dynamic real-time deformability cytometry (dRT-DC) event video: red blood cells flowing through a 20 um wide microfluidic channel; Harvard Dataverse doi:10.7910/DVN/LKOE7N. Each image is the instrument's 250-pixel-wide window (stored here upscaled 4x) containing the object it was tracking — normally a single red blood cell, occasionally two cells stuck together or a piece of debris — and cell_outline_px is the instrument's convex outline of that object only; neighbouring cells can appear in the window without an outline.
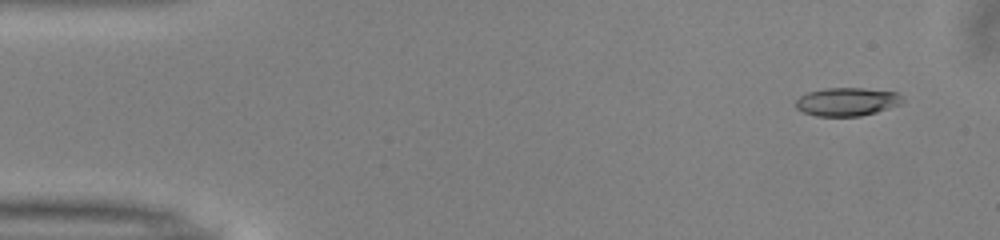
{"species": "common noctule bat (a hibernating species)", "species_latin": "Nyctalus noctula", "temperature_condition": "warm", "stored_images_in_passage": 48, "camera_frame_rate_fps": 3000, "um_per_image_px": 0.085, "animal": {"sex": "male", "body_mass_g": 13.0, "forearm_length_mm": 53.1}, "frame": {"image": 1, "passage_image": 1, "time_ms": 0.0, "image_size_px": [1000, 240], "cell_outline_px": [[904, 100], [900, 104], [876, 112], [860, 116], [816, 116], [804, 112], [796, 108], [796, 100], [800, 96], [808, 92], [828, 88], [864, 88], [896, 92]], "centroid_in_image_um": [71.98, 8.65], "position_along_channel_um": 13.0, "area_um2": 17.46}}
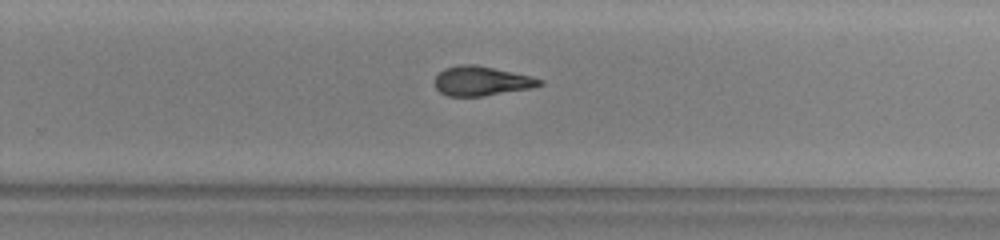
{"frame": {"image": 2, "passage_image": 30, "time_ms": 9.667, "image_size_px": [1000, 240], "cell_outline_px": [[544, 84], [532, 88], [480, 96], [448, 96], [440, 92], [436, 88], [436, 76], [444, 68], [456, 64], [476, 64], [532, 76], [544, 80]], "centroid_in_image_um": [40.95, 6.87], "position_along_channel_um": 288.9, "area_um2": 18.03}}
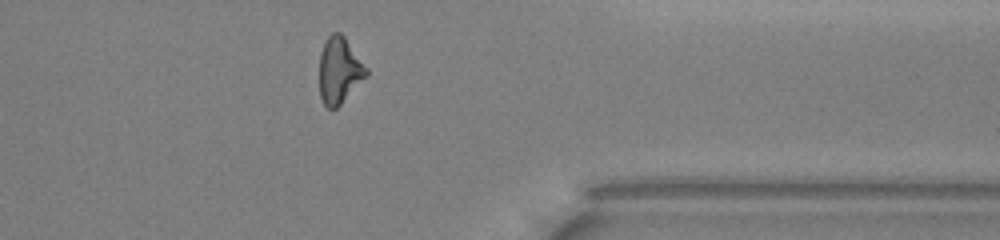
{"frame": {"image": 3, "passage_image": 38, "time_ms": 12.333, "image_size_px": [1000, 240], "cell_outline_px": [[368, 76], [336, 108], [328, 108], [324, 104], [320, 96], [320, 52], [328, 36], [332, 32], [340, 32], [344, 36], [368, 68]], "centroid_in_image_um": [28.86, 5.97], "position_along_channel_um": 382.5, "area_um2": 18.09}, "authors_computed_cell_mechanics": {"area_um2": 18.2359, "velocity_mm_per_s": 4.0403, "shape_relaxation_time_tau1_ms": 5.6381, "shape_relaxation_time_tau2_ms": 4.6375, "deformation_change_tau1": 0.2001, "deformation_change_tau2": 0.146}}